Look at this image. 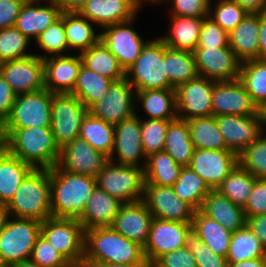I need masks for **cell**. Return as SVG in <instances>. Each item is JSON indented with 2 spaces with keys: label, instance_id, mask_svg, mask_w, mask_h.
Listing matches in <instances>:
<instances>
[{
  "label": "cell",
  "instance_id": "obj_1",
  "mask_svg": "<svg viewBox=\"0 0 266 267\" xmlns=\"http://www.w3.org/2000/svg\"><path fill=\"white\" fill-rule=\"evenodd\" d=\"M4 148L34 169L57 165L60 149L51 127L2 128Z\"/></svg>",
  "mask_w": 266,
  "mask_h": 267
},
{
  "label": "cell",
  "instance_id": "obj_2",
  "mask_svg": "<svg viewBox=\"0 0 266 267\" xmlns=\"http://www.w3.org/2000/svg\"><path fill=\"white\" fill-rule=\"evenodd\" d=\"M51 211L53 217L79 219L96 188L95 177L74 174L57 165L50 169Z\"/></svg>",
  "mask_w": 266,
  "mask_h": 267
},
{
  "label": "cell",
  "instance_id": "obj_3",
  "mask_svg": "<svg viewBox=\"0 0 266 267\" xmlns=\"http://www.w3.org/2000/svg\"><path fill=\"white\" fill-rule=\"evenodd\" d=\"M84 256L102 266L113 263H141L143 246L129 240L111 226L85 230Z\"/></svg>",
  "mask_w": 266,
  "mask_h": 267
},
{
  "label": "cell",
  "instance_id": "obj_4",
  "mask_svg": "<svg viewBox=\"0 0 266 267\" xmlns=\"http://www.w3.org/2000/svg\"><path fill=\"white\" fill-rule=\"evenodd\" d=\"M6 207L12 217L41 222L51 217L50 169H33Z\"/></svg>",
  "mask_w": 266,
  "mask_h": 267
},
{
  "label": "cell",
  "instance_id": "obj_5",
  "mask_svg": "<svg viewBox=\"0 0 266 267\" xmlns=\"http://www.w3.org/2000/svg\"><path fill=\"white\" fill-rule=\"evenodd\" d=\"M165 67V42L157 37L149 40L140 56L125 71V78L136 91L175 89L168 80Z\"/></svg>",
  "mask_w": 266,
  "mask_h": 267
},
{
  "label": "cell",
  "instance_id": "obj_6",
  "mask_svg": "<svg viewBox=\"0 0 266 267\" xmlns=\"http://www.w3.org/2000/svg\"><path fill=\"white\" fill-rule=\"evenodd\" d=\"M41 234V221L9 216L0 231V267L30 260Z\"/></svg>",
  "mask_w": 266,
  "mask_h": 267
},
{
  "label": "cell",
  "instance_id": "obj_7",
  "mask_svg": "<svg viewBox=\"0 0 266 267\" xmlns=\"http://www.w3.org/2000/svg\"><path fill=\"white\" fill-rule=\"evenodd\" d=\"M96 187L107 192L123 204L143 200L145 171L143 167L108 161L95 176Z\"/></svg>",
  "mask_w": 266,
  "mask_h": 267
},
{
  "label": "cell",
  "instance_id": "obj_8",
  "mask_svg": "<svg viewBox=\"0 0 266 267\" xmlns=\"http://www.w3.org/2000/svg\"><path fill=\"white\" fill-rule=\"evenodd\" d=\"M88 113L89 109L76 96L70 93H53L51 130L59 149L78 138L80 127Z\"/></svg>",
  "mask_w": 266,
  "mask_h": 267
},
{
  "label": "cell",
  "instance_id": "obj_9",
  "mask_svg": "<svg viewBox=\"0 0 266 267\" xmlns=\"http://www.w3.org/2000/svg\"><path fill=\"white\" fill-rule=\"evenodd\" d=\"M52 97L47 89L17 95L2 128L51 127Z\"/></svg>",
  "mask_w": 266,
  "mask_h": 267
},
{
  "label": "cell",
  "instance_id": "obj_10",
  "mask_svg": "<svg viewBox=\"0 0 266 267\" xmlns=\"http://www.w3.org/2000/svg\"><path fill=\"white\" fill-rule=\"evenodd\" d=\"M41 235L69 261L84 256L85 229L78 219L51 216L41 222Z\"/></svg>",
  "mask_w": 266,
  "mask_h": 267
},
{
  "label": "cell",
  "instance_id": "obj_11",
  "mask_svg": "<svg viewBox=\"0 0 266 267\" xmlns=\"http://www.w3.org/2000/svg\"><path fill=\"white\" fill-rule=\"evenodd\" d=\"M135 93V89L126 78L114 81L109 86L106 95L89 108V113L116 126L135 114L137 108L134 102Z\"/></svg>",
  "mask_w": 266,
  "mask_h": 267
},
{
  "label": "cell",
  "instance_id": "obj_12",
  "mask_svg": "<svg viewBox=\"0 0 266 267\" xmlns=\"http://www.w3.org/2000/svg\"><path fill=\"white\" fill-rule=\"evenodd\" d=\"M214 80L203 76L182 83L175 88L177 118L189 120L213 115L212 92Z\"/></svg>",
  "mask_w": 266,
  "mask_h": 267
},
{
  "label": "cell",
  "instance_id": "obj_13",
  "mask_svg": "<svg viewBox=\"0 0 266 267\" xmlns=\"http://www.w3.org/2000/svg\"><path fill=\"white\" fill-rule=\"evenodd\" d=\"M134 21L135 18L107 26L100 33V41L117 58L124 71L136 61L148 42L134 30L132 26Z\"/></svg>",
  "mask_w": 266,
  "mask_h": 267
},
{
  "label": "cell",
  "instance_id": "obj_14",
  "mask_svg": "<svg viewBox=\"0 0 266 267\" xmlns=\"http://www.w3.org/2000/svg\"><path fill=\"white\" fill-rule=\"evenodd\" d=\"M154 218L181 223H192L195 209L182 201L173 186L145 184L142 200Z\"/></svg>",
  "mask_w": 266,
  "mask_h": 267
},
{
  "label": "cell",
  "instance_id": "obj_15",
  "mask_svg": "<svg viewBox=\"0 0 266 267\" xmlns=\"http://www.w3.org/2000/svg\"><path fill=\"white\" fill-rule=\"evenodd\" d=\"M193 54L199 76L216 82L239 79L242 62L230 46L196 48Z\"/></svg>",
  "mask_w": 266,
  "mask_h": 267
},
{
  "label": "cell",
  "instance_id": "obj_16",
  "mask_svg": "<svg viewBox=\"0 0 266 267\" xmlns=\"http://www.w3.org/2000/svg\"><path fill=\"white\" fill-rule=\"evenodd\" d=\"M191 229V223L153 218L143 247L145 259L153 264L159 257L185 247L186 235Z\"/></svg>",
  "mask_w": 266,
  "mask_h": 267
},
{
  "label": "cell",
  "instance_id": "obj_17",
  "mask_svg": "<svg viewBox=\"0 0 266 267\" xmlns=\"http://www.w3.org/2000/svg\"><path fill=\"white\" fill-rule=\"evenodd\" d=\"M109 160L117 164L145 167L146 156L141 140V117L138 116L137 111L132 117L115 126L114 148Z\"/></svg>",
  "mask_w": 266,
  "mask_h": 267
},
{
  "label": "cell",
  "instance_id": "obj_18",
  "mask_svg": "<svg viewBox=\"0 0 266 267\" xmlns=\"http://www.w3.org/2000/svg\"><path fill=\"white\" fill-rule=\"evenodd\" d=\"M0 72L17 95L45 89L44 62L35 54L0 63Z\"/></svg>",
  "mask_w": 266,
  "mask_h": 267
},
{
  "label": "cell",
  "instance_id": "obj_19",
  "mask_svg": "<svg viewBox=\"0 0 266 267\" xmlns=\"http://www.w3.org/2000/svg\"><path fill=\"white\" fill-rule=\"evenodd\" d=\"M238 164L231 150L194 149L189 167L215 190Z\"/></svg>",
  "mask_w": 266,
  "mask_h": 267
},
{
  "label": "cell",
  "instance_id": "obj_20",
  "mask_svg": "<svg viewBox=\"0 0 266 267\" xmlns=\"http://www.w3.org/2000/svg\"><path fill=\"white\" fill-rule=\"evenodd\" d=\"M108 161L109 157L78 137L60 149L57 166L70 173L95 177Z\"/></svg>",
  "mask_w": 266,
  "mask_h": 267
},
{
  "label": "cell",
  "instance_id": "obj_21",
  "mask_svg": "<svg viewBox=\"0 0 266 267\" xmlns=\"http://www.w3.org/2000/svg\"><path fill=\"white\" fill-rule=\"evenodd\" d=\"M213 116L217 115H259L258 107L254 104L243 83L238 80L214 83L212 92Z\"/></svg>",
  "mask_w": 266,
  "mask_h": 267
},
{
  "label": "cell",
  "instance_id": "obj_22",
  "mask_svg": "<svg viewBox=\"0 0 266 267\" xmlns=\"http://www.w3.org/2000/svg\"><path fill=\"white\" fill-rule=\"evenodd\" d=\"M226 150L239 155L263 133L259 115H217L215 116Z\"/></svg>",
  "mask_w": 266,
  "mask_h": 267
},
{
  "label": "cell",
  "instance_id": "obj_23",
  "mask_svg": "<svg viewBox=\"0 0 266 267\" xmlns=\"http://www.w3.org/2000/svg\"><path fill=\"white\" fill-rule=\"evenodd\" d=\"M43 62L45 89L54 94L71 93L82 65L80 54L48 56Z\"/></svg>",
  "mask_w": 266,
  "mask_h": 267
},
{
  "label": "cell",
  "instance_id": "obj_24",
  "mask_svg": "<svg viewBox=\"0 0 266 267\" xmlns=\"http://www.w3.org/2000/svg\"><path fill=\"white\" fill-rule=\"evenodd\" d=\"M153 218L146 204L141 200L123 204L111 227L124 237L144 247Z\"/></svg>",
  "mask_w": 266,
  "mask_h": 267
},
{
  "label": "cell",
  "instance_id": "obj_25",
  "mask_svg": "<svg viewBox=\"0 0 266 267\" xmlns=\"http://www.w3.org/2000/svg\"><path fill=\"white\" fill-rule=\"evenodd\" d=\"M139 9L134 0H89L79 13L103 29L136 18Z\"/></svg>",
  "mask_w": 266,
  "mask_h": 267
},
{
  "label": "cell",
  "instance_id": "obj_26",
  "mask_svg": "<svg viewBox=\"0 0 266 267\" xmlns=\"http://www.w3.org/2000/svg\"><path fill=\"white\" fill-rule=\"evenodd\" d=\"M47 4L25 2L21 8L14 26L30 41H35L62 13L56 1Z\"/></svg>",
  "mask_w": 266,
  "mask_h": 267
},
{
  "label": "cell",
  "instance_id": "obj_27",
  "mask_svg": "<svg viewBox=\"0 0 266 267\" xmlns=\"http://www.w3.org/2000/svg\"><path fill=\"white\" fill-rule=\"evenodd\" d=\"M200 211L216 220L226 230L235 232L246 226L247 217L242 207L235 205L217 190H211L203 200Z\"/></svg>",
  "mask_w": 266,
  "mask_h": 267
},
{
  "label": "cell",
  "instance_id": "obj_28",
  "mask_svg": "<svg viewBox=\"0 0 266 267\" xmlns=\"http://www.w3.org/2000/svg\"><path fill=\"white\" fill-rule=\"evenodd\" d=\"M122 205V202L96 187L78 220L85 230L111 226Z\"/></svg>",
  "mask_w": 266,
  "mask_h": 267
},
{
  "label": "cell",
  "instance_id": "obj_29",
  "mask_svg": "<svg viewBox=\"0 0 266 267\" xmlns=\"http://www.w3.org/2000/svg\"><path fill=\"white\" fill-rule=\"evenodd\" d=\"M259 21L260 13H248L229 33V46L242 63L259 59Z\"/></svg>",
  "mask_w": 266,
  "mask_h": 267
},
{
  "label": "cell",
  "instance_id": "obj_30",
  "mask_svg": "<svg viewBox=\"0 0 266 267\" xmlns=\"http://www.w3.org/2000/svg\"><path fill=\"white\" fill-rule=\"evenodd\" d=\"M147 119L174 120L177 118L175 89H146L135 93Z\"/></svg>",
  "mask_w": 266,
  "mask_h": 267
},
{
  "label": "cell",
  "instance_id": "obj_31",
  "mask_svg": "<svg viewBox=\"0 0 266 267\" xmlns=\"http://www.w3.org/2000/svg\"><path fill=\"white\" fill-rule=\"evenodd\" d=\"M169 32L160 38L172 49L193 52L198 45L203 18L169 16Z\"/></svg>",
  "mask_w": 266,
  "mask_h": 267
},
{
  "label": "cell",
  "instance_id": "obj_32",
  "mask_svg": "<svg viewBox=\"0 0 266 267\" xmlns=\"http://www.w3.org/2000/svg\"><path fill=\"white\" fill-rule=\"evenodd\" d=\"M34 168L10 154L0 150V203L8 204L22 181Z\"/></svg>",
  "mask_w": 266,
  "mask_h": 267
},
{
  "label": "cell",
  "instance_id": "obj_33",
  "mask_svg": "<svg viewBox=\"0 0 266 267\" xmlns=\"http://www.w3.org/2000/svg\"><path fill=\"white\" fill-rule=\"evenodd\" d=\"M63 24L69 50L82 51L89 49L100 41V33L95 32V27L80 13L63 12Z\"/></svg>",
  "mask_w": 266,
  "mask_h": 267
},
{
  "label": "cell",
  "instance_id": "obj_34",
  "mask_svg": "<svg viewBox=\"0 0 266 267\" xmlns=\"http://www.w3.org/2000/svg\"><path fill=\"white\" fill-rule=\"evenodd\" d=\"M191 225L201 241L214 253L222 257L227 256L231 231L226 230L220 223L204 215L200 210L195 211Z\"/></svg>",
  "mask_w": 266,
  "mask_h": 267
},
{
  "label": "cell",
  "instance_id": "obj_35",
  "mask_svg": "<svg viewBox=\"0 0 266 267\" xmlns=\"http://www.w3.org/2000/svg\"><path fill=\"white\" fill-rule=\"evenodd\" d=\"M164 151L183 167L189 166L194 152L190 129L186 120L176 118L168 124Z\"/></svg>",
  "mask_w": 266,
  "mask_h": 267
},
{
  "label": "cell",
  "instance_id": "obj_36",
  "mask_svg": "<svg viewBox=\"0 0 266 267\" xmlns=\"http://www.w3.org/2000/svg\"><path fill=\"white\" fill-rule=\"evenodd\" d=\"M82 64L90 70L110 78L113 82L125 78V71L117 58L99 41L80 53Z\"/></svg>",
  "mask_w": 266,
  "mask_h": 267
},
{
  "label": "cell",
  "instance_id": "obj_37",
  "mask_svg": "<svg viewBox=\"0 0 266 267\" xmlns=\"http://www.w3.org/2000/svg\"><path fill=\"white\" fill-rule=\"evenodd\" d=\"M182 168L183 166L177 164L166 151L153 153L146 157L145 184L173 186Z\"/></svg>",
  "mask_w": 266,
  "mask_h": 267
},
{
  "label": "cell",
  "instance_id": "obj_38",
  "mask_svg": "<svg viewBox=\"0 0 266 267\" xmlns=\"http://www.w3.org/2000/svg\"><path fill=\"white\" fill-rule=\"evenodd\" d=\"M112 82L110 78L104 77L82 64L75 87L70 94L79 98L89 109L95 102L106 95Z\"/></svg>",
  "mask_w": 266,
  "mask_h": 267
},
{
  "label": "cell",
  "instance_id": "obj_39",
  "mask_svg": "<svg viewBox=\"0 0 266 267\" xmlns=\"http://www.w3.org/2000/svg\"><path fill=\"white\" fill-rule=\"evenodd\" d=\"M78 137L110 157L114 148L115 126L88 113L82 122Z\"/></svg>",
  "mask_w": 266,
  "mask_h": 267
},
{
  "label": "cell",
  "instance_id": "obj_40",
  "mask_svg": "<svg viewBox=\"0 0 266 267\" xmlns=\"http://www.w3.org/2000/svg\"><path fill=\"white\" fill-rule=\"evenodd\" d=\"M166 75L176 88L198 76L193 52L169 48L165 45Z\"/></svg>",
  "mask_w": 266,
  "mask_h": 267
},
{
  "label": "cell",
  "instance_id": "obj_41",
  "mask_svg": "<svg viewBox=\"0 0 266 267\" xmlns=\"http://www.w3.org/2000/svg\"><path fill=\"white\" fill-rule=\"evenodd\" d=\"M261 257H266V248L247 225L232 232L226 256L228 263H237Z\"/></svg>",
  "mask_w": 266,
  "mask_h": 267
},
{
  "label": "cell",
  "instance_id": "obj_42",
  "mask_svg": "<svg viewBox=\"0 0 266 267\" xmlns=\"http://www.w3.org/2000/svg\"><path fill=\"white\" fill-rule=\"evenodd\" d=\"M194 149H226L215 116L196 117L187 120Z\"/></svg>",
  "mask_w": 266,
  "mask_h": 267
},
{
  "label": "cell",
  "instance_id": "obj_43",
  "mask_svg": "<svg viewBox=\"0 0 266 267\" xmlns=\"http://www.w3.org/2000/svg\"><path fill=\"white\" fill-rule=\"evenodd\" d=\"M175 194L191 205L196 211L200 210L203 200L212 190L208 184L189 166L182 168L178 180L173 185Z\"/></svg>",
  "mask_w": 266,
  "mask_h": 267
},
{
  "label": "cell",
  "instance_id": "obj_44",
  "mask_svg": "<svg viewBox=\"0 0 266 267\" xmlns=\"http://www.w3.org/2000/svg\"><path fill=\"white\" fill-rule=\"evenodd\" d=\"M255 179L254 176L238 164L215 190L227 197L235 205L244 208L251 194Z\"/></svg>",
  "mask_w": 266,
  "mask_h": 267
},
{
  "label": "cell",
  "instance_id": "obj_45",
  "mask_svg": "<svg viewBox=\"0 0 266 267\" xmlns=\"http://www.w3.org/2000/svg\"><path fill=\"white\" fill-rule=\"evenodd\" d=\"M239 80L258 108L266 103V60L242 63Z\"/></svg>",
  "mask_w": 266,
  "mask_h": 267
},
{
  "label": "cell",
  "instance_id": "obj_46",
  "mask_svg": "<svg viewBox=\"0 0 266 267\" xmlns=\"http://www.w3.org/2000/svg\"><path fill=\"white\" fill-rule=\"evenodd\" d=\"M38 47L42 49L44 54H35L42 59L51 56H60L71 54L66 40L63 12L60 17L50 26H48L35 40Z\"/></svg>",
  "mask_w": 266,
  "mask_h": 267
},
{
  "label": "cell",
  "instance_id": "obj_47",
  "mask_svg": "<svg viewBox=\"0 0 266 267\" xmlns=\"http://www.w3.org/2000/svg\"><path fill=\"white\" fill-rule=\"evenodd\" d=\"M30 40L15 26L0 29V63L29 57Z\"/></svg>",
  "mask_w": 266,
  "mask_h": 267
},
{
  "label": "cell",
  "instance_id": "obj_48",
  "mask_svg": "<svg viewBox=\"0 0 266 267\" xmlns=\"http://www.w3.org/2000/svg\"><path fill=\"white\" fill-rule=\"evenodd\" d=\"M212 3L213 0L210 1L208 16L228 33L234 30L248 15L245 9L232 0H217L215 5Z\"/></svg>",
  "mask_w": 266,
  "mask_h": 267
},
{
  "label": "cell",
  "instance_id": "obj_49",
  "mask_svg": "<svg viewBox=\"0 0 266 267\" xmlns=\"http://www.w3.org/2000/svg\"><path fill=\"white\" fill-rule=\"evenodd\" d=\"M239 165L255 178L266 179V133L238 155Z\"/></svg>",
  "mask_w": 266,
  "mask_h": 267
},
{
  "label": "cell",
  "instance_id": "obj_50",
  "mask_svg": "<svg viewBox=\"0 0 266 267\" xmlns=\"http://www.w3.org/2000/svg\"><path fill=\"white\" fill-rule=\"evenodd\" d=\"M141 120V140L145 156L164 150L168 124L172 120Z\"/></svg>",
  "mask_w": 266,
  "mask_h": 267
},
{
  "label": "cell",
  "instance_id": "obj_51",
  "mask_svg": "<svg viewBox=\"0 0 266 267\" xmlns=\"http://www.w3.org/2000/svg\"><path fill=\"white\" fill-rule=\"evenodd\" d=\"M185 247L192 251L197 267H228L226 257L214 253L193 229L186 235Z\"/></svg>",
  "mask_w": 266,
  "mask_h": 267
},
{
  "label": "cell",
  "instance_id": "obj_52",
  "mask_svg": "<svg viewBox=\"0 0 266 267\" xmlns=\"http://www.w3.org/2000/svg\"><path fill=\"white\" fill-rule=\"evenodd\" d=\"M30 260L40 267H67L69 260L41 234L33 247Z\"/></svg>",
  "mask_w": 266,
  "mask_h": 267
},
{
  "label": "cell",
  "instance_id": "obj_53",
  "mask_svg": "<svg viewBox=\"0 0 266 267\" xmlns=\"http://www.w3.org/2000/svg\"><path fill=\"white\" fill-rule=\"evenodd\" d=\"M229 46V33L209 16L203 18L197 48H220Z\"/></svg>",
  "mask_w": 266,
  "mask_h": 267
},
{
  "label": "cell",
  "instance_id": "obj_54",
  "mask_svg": "<svg viewBox=\"0 0 266 267\" xmlns=\"http://www.w3.org/2000/svg\"><path fill=\"white\" fill-rule=\"evenodd\" d=\"M211 0H166L171 2L169 16H184L204 18L209 15V5Z\"/></svg>",
  "mask_w": 266,
  "mask_h": 267
},
{
  "label": "cell",
  "instance_id": "obj_55",
  "mask_svg": "<svg viewBox=\"0 0 266 267\" xmlns=\"http://www.w3.org/2000/svg\"><path fill=\"white\" fill-rule=\"evenodd\" d=\"M243 210L247 218L266 214V179L256 178Z\"/></svg>",
  "mask_w": 266,
  "mask_h": 267
},
{
  "label": "cell",
  "instance_id": "obj_56",
  "mask_svg": "<svg viewBox=\"0 0 266 267\" xmlns=\"http://www.w3.org/2000/svg\"><path fill=\"white\" fill-rule=\"evenodd\" d=\"M153 267H197V265L192 251L183 247L159 257L153 263Z\"/></svg>",
  "mask_w": 266,
  "mask_h": 267
},
{
  "label": "cell",
  "instance_id": "obj_57",
  "mask_svg": "<svg viewBox=\"0 0 266 267\" xmlns=\"http://www.w3.org/2000/svg\"><path fill=\"white\" fill-rule=\"evenodd\" d=\"M24 3L23 0H0V29L15 25Z\"/></svg>",
  "mask_w": 266,
  "mask_h": 267
},
{
  "label": "cell",
  "instance_id": "obj_58",
  "mask_svg": "<svg viewBox=\"0 0 266 267\" xmlns=\"http://www.w3.org/2000/svg\"><path fill=\"white\" fill-rule=\"evenodd\" d=\"M17 94L11 86L5 81L0 72V121L3 122L10 114L12 106L16 100Z\"/></svg>",
  "mask_w": 266,
  "mask_h": 267
},
{
  "label": "cell",
  "instance_id": "obj_59",
  "mask_svg": "<svg viewBox=\"0 0 266 267\" xmlns=\"http://www.w3.org/2000/svg\"><path fill=\"white\" fill-rule=\"evenodd\" d=\"M246 225L266 248V214L247 218Z\"/></svg>",
  "mask_w": 266,
  "mask_h": 267
},
{
  "label": "cell",
  "instance_id": "obj_60",
  "mask_svg": "<svg viewBox=\"0 0 266 267\" xmlns=\"http://www.w3.org/2000/svg\"><path fill=\"white\" fill-rule=\"evenodd\" d=\"M248 13H265L266 0H232Z\"/></svg>",
  "mask_w": 266,
  "mask_h": 267
},
{
  "label": "cell",
  "instance_id": "obj_61",
  "mask_svg": "<svg viewBox=\"0 0 266 267\" xmlns=\"http://www.w3.org/2000/svg\"><path fill=\"white\" fill-rule=\"evenodd\" d=\"M259 59L266 60V12L260 13L259 21Z\"/></svg>",
  "mask_w": 266,
  "mask_h": 267
},
{
  "label": "cell",
  "instance_id": "obj_62",
  "mask_svg": "<svg viewBox=\"0 0 266 267\" xmlns=\"http://www.w3.org/2000/svg\"><path fill=\"white\" fill-rule=\"evenodd\" d=\"M61 12L79 13L89 0H55Z\"/></svg>",
  "mask_w": 266,
  "mask_h": 267
},
{
  "label": "cell",
  "instance_id": "obj_63",
  "mask_svg": "<svg viewBox=\"0 0 266 267\" xmlns=\"http://www.w3.org/2000/svg\"><path fill=\"white\" fill-rule=\"evenodd\" d=\"M228 267H266V257L253 258L237 263H228Z\"/></svg>",
  "mask_w": 266,
  "mask_h": 267
},
{
  "label": "cell",
  "instance_id": "obj_64",
  "mask_svg": "<svg viewBox=\"0 0 266 267\" xmlns=\"http://www.w3.org/2000/svg\"><path fill=\"white\" fill-rule=\"evenodd\" d=\"M67 267H103L96 261L90 260L85 256L69 261Z\"/></svg>",
  "mask_w": 266,
  "mask_h": 267
},
{
  "label": "cell",
  "instance_id": "obj_65",
  "mask_svg": "<svg viewBox=\"0 0 266 267\" xmlns=\"http://www.w3.org/2000/svg\"><path fill=\"white\" fill-rule=\"evenodd\" d=\"M103 267H153V264L150 263L147 259H145L141 263H113V264H108L104 265Z\"/></svg>",
  "mask_w": 266,
  "mask_h": 267
},
{
  "label": "cell",
  "instance_id": "obj_66",
  "mask_svg": "<svg viewBox=\"0 0 266 267\" xmlns=\"http://www.w3.org/2000/svg\"><path fill=\"white\" fill-rule=\"evenodd\" d=\"M8 217L9 215H8V209L6 207V204L0 203V231L4 227L5 222Z\"/></svg>",
  "mask_w": 266,
  "mask_h": 267
},
{
  "label": "cell",
  "instance_id": "obj_67",
  "mask_svg": "<svg viewBox=\"0 0 266 267\" xmlns=\"http://www.w3.org/2000/svg\"><path fill=\"white\" fill-rule=\"evenodd\" d=\"M258 113L261 119L262 132L266 133V103L258 109Z\"/></svg>",
  "mask_w": 266,
  "mask_h": 267
},
{
  "label": "cell",
  "instance_id": "obj_68",
  "mask_svg": "<svg viewBox=\"0 0 266 267\" xmlns=\"http://www.w3.org/2000/svg\"><path fill=\"white\" fill-rule=\"evenodd\" d=\"M135 3L137 4V6L140 8L141 6H143L144 4L146 5V3H150V4H161L164 3L166 0H134Z\"/></svg>",
  "mask_w": 266,
  "mask_h": 267
},
{
  "label": "cell",
  "instance_id": "obj_69",
  "mask_svg": "<svg viewBox=\"0 0 266 267\" xmlns=\"http://www.w3.org/2000/svg\"><path fill=\"white\" fill-rule=\"evenodd\" d=\"M11 267H40V266H38L36 263H34L31 260H26L23 262H18L16 264L12 265Z\"/></svg>",
  "mask_w": 266,
  "mask_h": 267
},
{
  "label": "cell",
  "instance_id": "obj_70",
  "mask_svg": "<svg viewBox=\"0 0 266 267\" xmlns=\"http://www.w3.org/2000/svg\"><path fill=\"white\" fill-rule=\"evenodd\" d=\"M4 148V136L2 131V122L0 121V150Z\"/></svg>",
  "mask_w": 266,
  "mask_h": 267
},
{
  "label": "cell",
  "instance_id": "obj_71",
  "mask_svg": "<svg viewBox=\"0 0 266 267\" xmlns=\"http://www.w3.org/2000/svg\"><path fill=\"white\" fill-rule=\"evenodd\" d=\"M24 2H29V3H43V1H45V0H23ZM49 1H55V0H46V2L45 3H47V2H49Z\"/></svg>",
  "mask_w": 266,
  "mask_h": 267
}]
</instances>
